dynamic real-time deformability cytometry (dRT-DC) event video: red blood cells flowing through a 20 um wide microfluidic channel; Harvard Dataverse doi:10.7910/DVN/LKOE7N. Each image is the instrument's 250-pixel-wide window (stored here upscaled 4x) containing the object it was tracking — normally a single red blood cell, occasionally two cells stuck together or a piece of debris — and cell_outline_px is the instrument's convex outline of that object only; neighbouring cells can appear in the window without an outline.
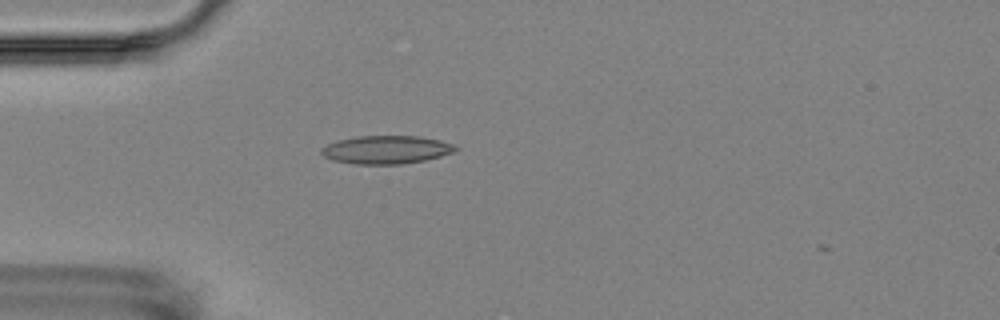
{"species": "Egyptian fruit bat (a non-hibernating species)", "species_latin": "Rousettus aegyptiacus", "temperature_condition": "room temperature", "stored_images_in_passage": 6, "camera_frame_rate_fps": 3000, "um_per_image_px": 0.085, "animal": {"sex": "female"}, "frame": {"image": 1, "passage_image": 5, "time_ms": 4.667, "image_size_px": [1000, 320], "cell_outline_px": [[460, 148], [452, 152], [440, 156], [424, 160], [400, 164], [352, 164], [332, 160], [324, 156], [320, 152], [320, 148], [336, 140], [356, 136], [420, 136], [440, 140], [456, 144]], "centroid_in_image_um": [32.82, 12.72], "position_along_channel_um": 52.2, "area_um2": 22.2}}